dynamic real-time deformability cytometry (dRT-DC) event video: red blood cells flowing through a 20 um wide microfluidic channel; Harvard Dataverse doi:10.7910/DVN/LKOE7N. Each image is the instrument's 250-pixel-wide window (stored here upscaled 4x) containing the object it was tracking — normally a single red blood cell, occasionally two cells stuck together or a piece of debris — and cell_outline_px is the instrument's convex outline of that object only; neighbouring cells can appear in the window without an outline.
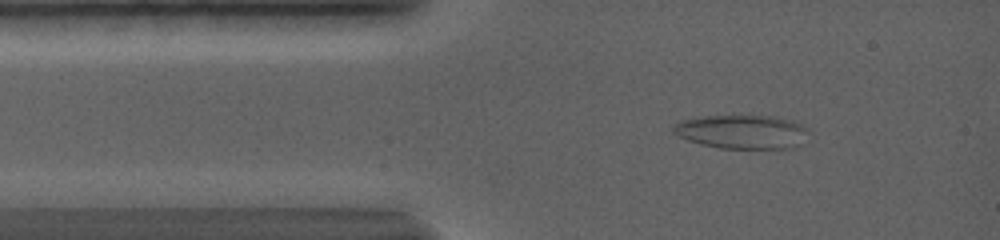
{"species": "common noctule bat (a hibernating species)", "species_latin": "Nyctalus noctula", "temperature_condition": "warm", "stored_images_in_passage": 89, "camera_frame_rate_fps": 5000, "um_per_image_px": 0.085, "animal": {"sex": "female", "body_mass_g": 19.0, "forearm_length_mm": 56.7}, "frame": {"image": 1, "passage_image": 9, "time_ms": 1.8, "image_size_px": [1000, 240], "cell_outline_px": [[808, 132], [800, 144], [796, 148], [720, 148], [700, 144], [676, 136], [672, 132], [672, 128], [680, 120], [692, 116], [736, 112], [776, 116], [796, 120], [808, 128]], "centroid_in_image_um": [63.04, 11.12], "position_along_channel_um": 22.0, "area_um2": 28.32}}
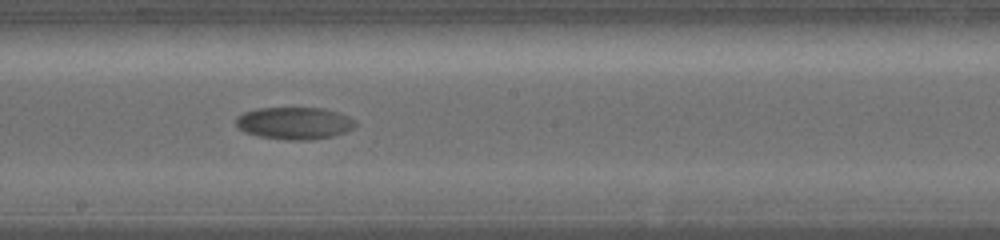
{"frame": {"image": 2, "passage_image": 39, "time_ms": 9.0, "image_size_px": [1000, 240], "cell_outline_px": [[356, 124], [352, 128], [344, 132], [332, 136], [312, 140], [288, 140], [260, 136], [244, 132], [236, 124], [236, 116], [244, 112], [256, 108], [324, 108], [340, 112], [356, 120]], "centroid_in_image_um": [25.03, 10.46], "position_along_channel_um": 223.2, "area_um2": 22.48}}
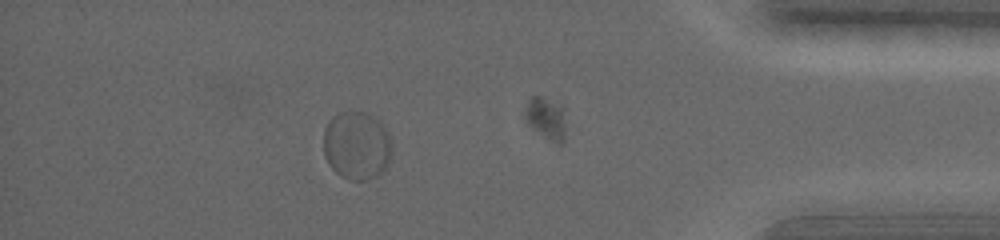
{"frame": {"image": 3, "passage_image": 69, "time_ms": 16.2, "image_size_px": [1000, 240], "cell_outline_px": [[392, 152], [384, 168], [376, 176], [364, 180], [348, 180], [340, 176], [328, 164], [324, 156], [324, 128], [328, 120], [332, 116], [348, 108], [352, 108], [364, 112], [380, 120], [388, 132], [392, 140]], "centroid_in_image_um": [30.3, 12.31], "position_along_channel_um": 404.9, "area_um2": 27.86}, "authors_computed_cell_mechanics": {"area_um2": 23.12, "velocity_mm_per_s": 3.1726, "shape_relaxation_time_tau1_ms": 3.606, "shape_relaxation_time_tau2_ms": null, "deformation_change_tau1": 0.0774, "deformation_change_tau2": null}}